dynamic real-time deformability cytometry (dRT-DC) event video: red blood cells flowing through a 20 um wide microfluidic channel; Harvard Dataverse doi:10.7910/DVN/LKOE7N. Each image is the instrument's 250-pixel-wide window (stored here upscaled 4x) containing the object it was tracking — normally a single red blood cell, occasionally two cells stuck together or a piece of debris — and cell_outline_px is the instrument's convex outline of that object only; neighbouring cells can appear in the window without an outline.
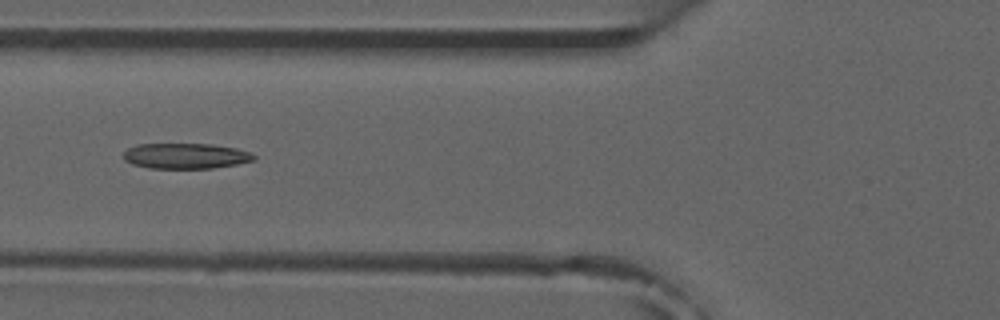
{"species": "common noctule bat (a hibernating species)", "species_latin": "Nyctalus noctula", "temperature_condition": "room temperature", "stored_images_in_passage": 8, "camera_frame_rate_fps": 3000, "um_per_image_px": 0.085, "animal": {"sex": "male", "forearm_length_mm": 52.5}, "frame": {"image": 1, "passage_image": 5, "time_ms": 4.667, "image_size_px": [1000, 320], "cell_outline_px": [[256, 160], [236, 164], [212, 168], [148, 168], [132, 164], [124, 160], [124, 152], [128, 148], [136, 144], [212, 144], [236, 148], [248, 152], [256, 156]], "centroid_in_image_um": [15.77, 13.25], "position_along_channel_um": 110.0, "area_um2": 19.36}}
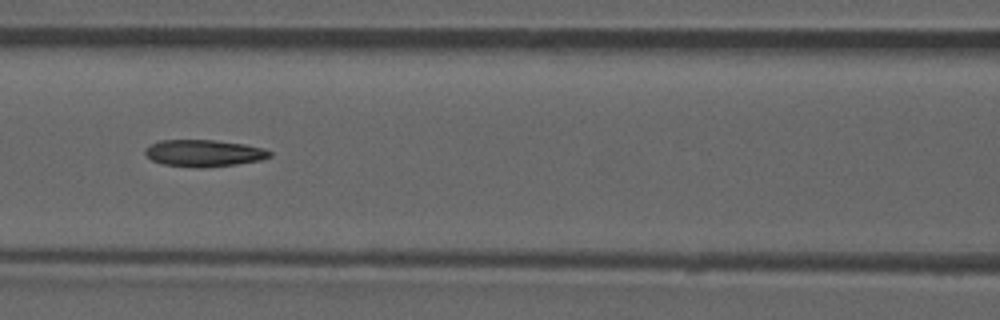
{"frame": {"image": 2, "passage_image": 6, "time_ms": 5.667, "image_size_px": [1000, 320], "cell_outline_px": [[272, 156], [260, 160], [236, 164], [204, 168], [196, 168], [164, 164], [152, 160], [144, 152], [144, 148], [160, 140], [216, 140], [244, 144], [264, 148], [272, 152]], "centroid_in_image_um": [17.34, 13.02], "position_along_channel_um": 149.3, "area_um2": 19.54}}